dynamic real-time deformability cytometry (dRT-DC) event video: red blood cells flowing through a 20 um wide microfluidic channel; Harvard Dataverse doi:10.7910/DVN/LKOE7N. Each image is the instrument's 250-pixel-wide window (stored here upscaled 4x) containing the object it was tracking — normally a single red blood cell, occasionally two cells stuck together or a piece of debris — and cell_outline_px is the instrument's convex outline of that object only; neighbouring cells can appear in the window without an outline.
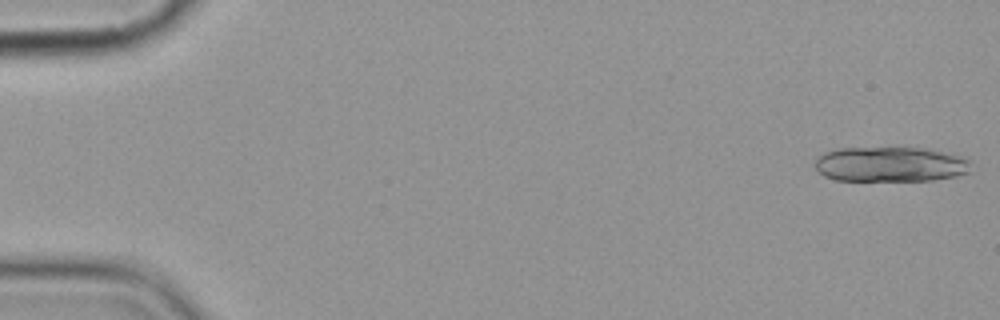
{"species": "common noctule bat (a hibernating species)", "species_latin": "Nyctalus noctula", "temperature_condition": "cold", "stored_images_in_passage": 9, "camera_frame_rate_fps": 3000, "um_per_image_px": 0.085, "animal": {"sex": "female", "body_mass_g": 19.9}, "frame": {"image": 1, "passage_image": 1, "time_ms": 0.0, "image_size_px": [1000, 320], "cell_outline_px": [[972, 160], [968, 172], [956, 176], [932, 180], [836, 180], [824, 176], [816, 168], [816, 160], [824, 152], [840, 148], [924, 148], [960, 156]], "centroid_in_image_um": [75.7, 13.96], "position_along_channel_um": 9.3, "area_um2": 31.56}}
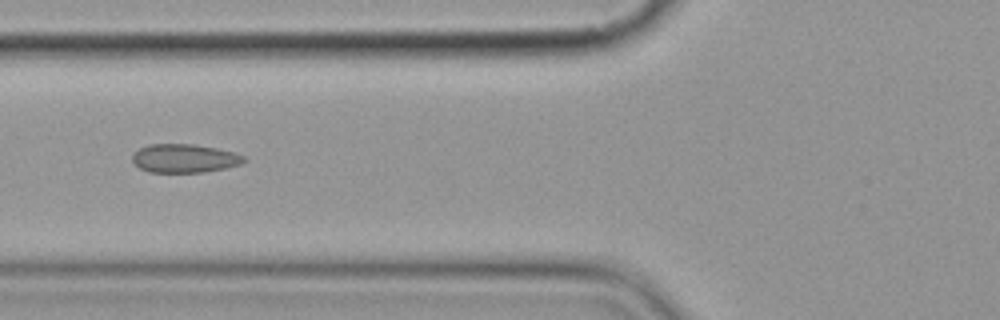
{"frame": {"image": 2, "passage_image": 7, "time_ms": 7.0, "image_size_px": [1000, 320], "cell_outline_px": [[248, 160], [240, 164], [224, 168], [204, 172], [148, 172], [140, 168], [132, 160], [132, 156], [140, 148], [148, 144], [192, 144], [216, 148], [236, 152], [244, 156]], "centroid_in_image_um": [15.7, 13.45], "position_along_channel_um": 110.1, "area_um2": 18.55}}
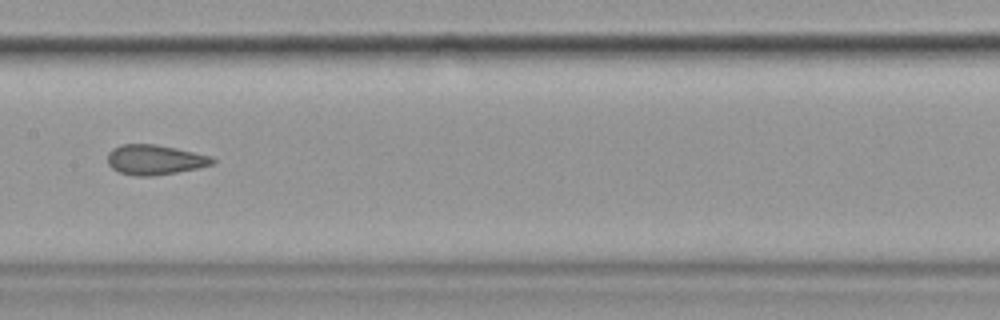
{"frame": {"image": 3, "passage_image": 9, "time_ms": 9.333, "image_size_px": [1000, 320], "cell_outline_px": [[216, 160], [212, 164], [196, 168], [176, 172], [152, 176], [136, 176], [120, 172], [112, 168], [108, 164], [108, 152], [112, 148], [120, 144], [156, 144], [176, 148], [212, 156]], "centroid_in_image_um": [13.14, 13.57], "position_along_channel_um": 194.3, "area_um2": 18.26}}